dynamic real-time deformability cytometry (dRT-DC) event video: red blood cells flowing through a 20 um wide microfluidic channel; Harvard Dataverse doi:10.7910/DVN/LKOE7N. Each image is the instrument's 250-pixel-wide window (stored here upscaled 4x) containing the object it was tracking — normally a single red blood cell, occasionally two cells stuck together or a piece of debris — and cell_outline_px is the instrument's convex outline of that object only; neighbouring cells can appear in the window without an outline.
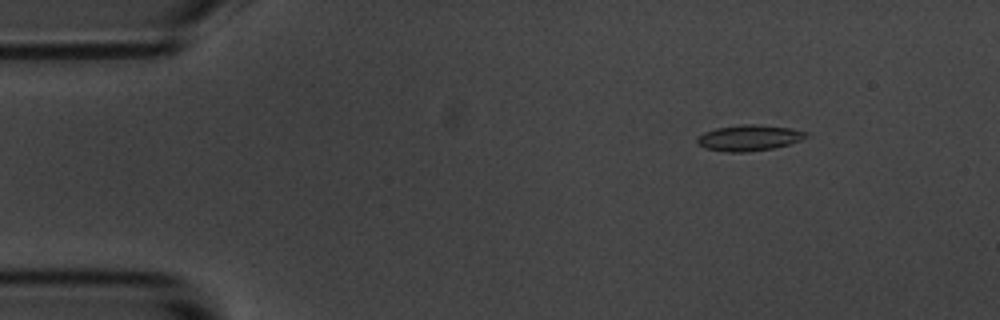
{"species": "common noctule bat (a hibernating species)", "species_latin": "Nyctalus noctula", "temperature_condition": "room temperature", "stored_images_in_passage": 9, "camera_frame_rate_fps": 3000, "um_per_image_px": 0.085, "animal": {"sex": "male", "body_mass_g": 20.1, "forearm_length_mm": 53.5}, "frame": {"image": 1, "passage_image": 3, "time_ms": 2.333, "image_size_px": [1000, 320], "cell_outline_px": [[808, 136], [800, 140], [788, 144], [772, 148], [748, 152], [724, 152], [704, 148], [696, 140], [704, 132], [716, 128], [744, 124], [760, 124], [792, 128], [808, 132]], "centroid_in_image_um": [63.69, 11.71], "position_along_channel_um": 21.3, "area_um2": 16.42}}
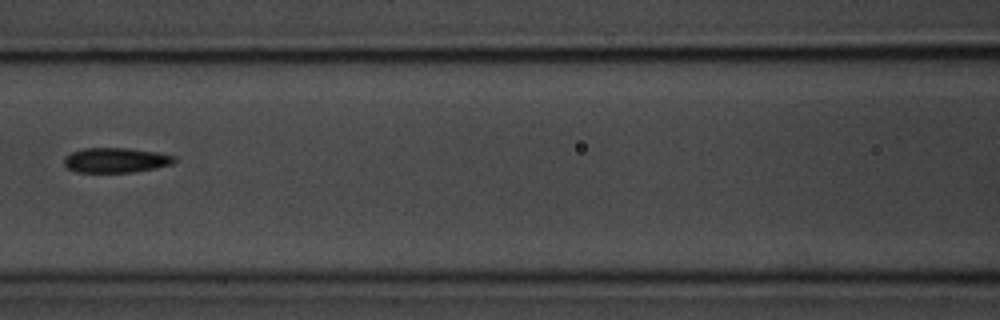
{"frame": {"image": 2, "passage_image": 8, "time_ms": 8.333, "image_size_px": [1000, 320], "cell_outline_px": [[176, 160], [172, 164], [132, 172], [76, 172], [68, 168], [64, 164], [64, 156], [72, 152], [84, 148], [128, 148], [156, 152], [176, 156]], "centroid_in_image_um": [9.82, 13.61], "position_along_channel_um": 156.8, "area_um2": 15.9}}
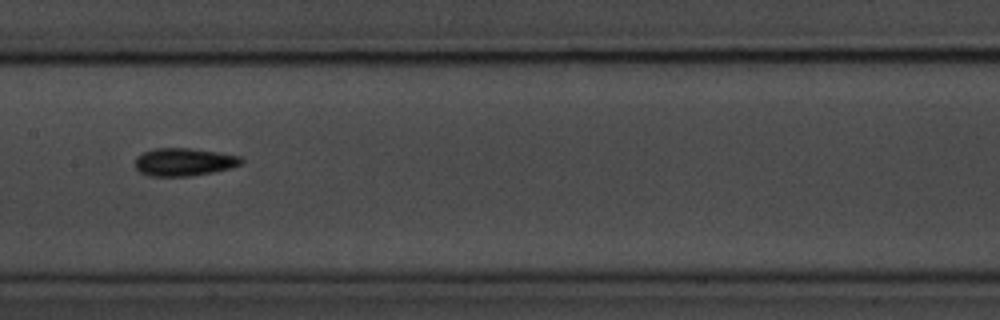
{"frame": {"image": 3, "passage_image": 9, "time_ms": 9.333, "image_size_px": [1000, 320], "cell_outline_px": [[244, 160], [240, 164], [228, 168], [212, 172], [192, 176], [152, 176], [140, 172], [136, 168], [136, 160], [144, 152], [156, 148], [192, 148], [240, 156]], "centroid_in_image_um": [15.65, 13.77], "position_along_channel_um": 191.8, "area_um2": 16.94}}